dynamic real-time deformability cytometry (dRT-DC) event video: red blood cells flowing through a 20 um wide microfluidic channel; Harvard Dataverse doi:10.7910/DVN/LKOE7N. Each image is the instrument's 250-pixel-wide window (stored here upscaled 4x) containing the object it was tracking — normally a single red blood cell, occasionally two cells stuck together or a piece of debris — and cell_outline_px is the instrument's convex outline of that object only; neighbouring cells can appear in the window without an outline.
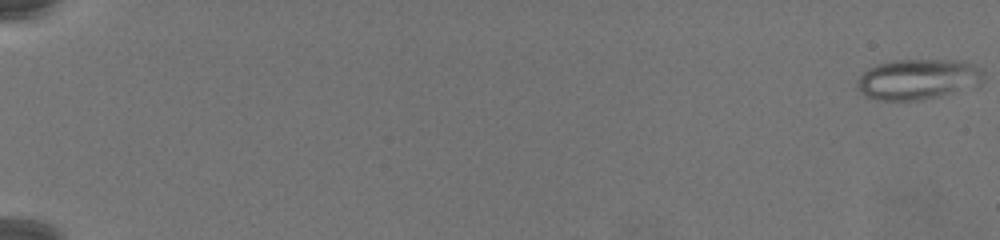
{"species": "common noctule bat (a hibernating species)", "species_latin": "Nyctalus noctula", "temperature_condition": "warm", "stored_images_in_passage": 78, "camera_frame_rate_fps": 3000, "um_per_image_px": 0.085, "animal": {"sex": "female", "body_mass_g": 19.5, "forearm_length_mm": 54.1}, "frame": {"image": 1, "passage_image": 1, "time_ms": 0.0, "image_size_px": [1000, 240], "cell_outline_px": [[984, 80], [980, 84], [940, 96], [920, 100], [876, 100], [864, 96], [856, 88], [856, 80], [868, 68], [876, 64], [896, 60], [960, 60], [984, 68]], "centroid_in_image_um": [78.01, 6.73], "position_along_channel_um": 7.0, "area_um2": 30.11}}
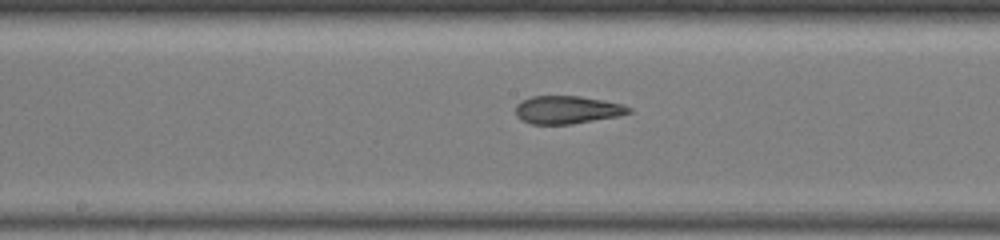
{"frame": {"image": 2, "passage_image": 45, "time_ms": 14.667, "image_size_px": [1000, 240], "cell_outline_px": [[632, 112], [620, 116], [572, 124], [532, 124], [520, 120], [516, 116], [516, 104], [520, 100], [532, 96], [580, 96], [604, 100], [624, 104], [632, 108]], "centroid_in_image_um": [48.22, 9.33], "position_along_channel_um": 200.0, "area_um2": 18.73}}
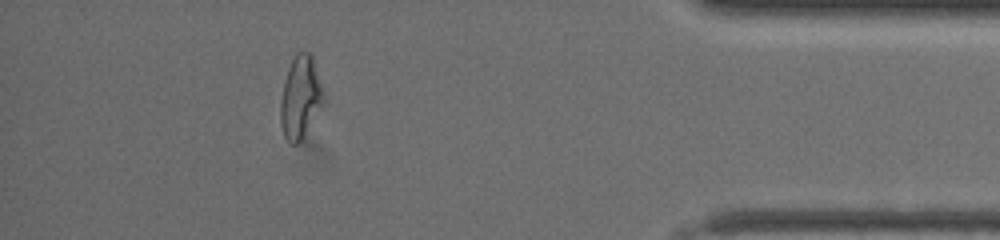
{"frame": {"image": 3, "passage_image": 71, "time_ms": 23.333, "image_size_px": [1000, 240], "cell_outline_px": [[324, 100], [300, 140], [296, 144], [292, 144], [284, 136], [280, 124], [280, 100], [284, 80], [288, 68], [296, 52], [308, 52], [312, 56], [324, 92]], "centroid_in_image_um": [25.5, 8.23], "position_along_channel_um": 409.7, "area_um2": 20.23}}